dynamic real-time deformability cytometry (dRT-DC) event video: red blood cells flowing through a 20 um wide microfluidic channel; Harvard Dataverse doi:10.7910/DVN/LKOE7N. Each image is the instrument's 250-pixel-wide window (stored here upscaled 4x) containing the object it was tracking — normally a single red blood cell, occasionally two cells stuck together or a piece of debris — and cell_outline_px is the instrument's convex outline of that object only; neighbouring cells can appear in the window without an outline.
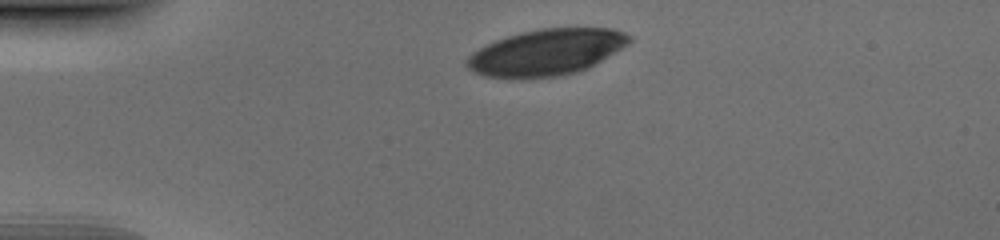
{"species": "human", "species_latin": "Homo sapiens", "temperature_condition": "cold", "stored_images_in_passage": 33, "camera_frame_rate_fps": 3000, "um_per_image_px": 0.085, "donor": {"sex": "male"}, "frame": {"image": 1, "passage_image": 1, "time_ms": 0.0, "image_size_px": [1000, 240], "cell_outline_px": [[632, 40], [620, 48], [588, 68], [576, 72], [560, 76], [508, 80], [484, 76], [468, 68], [464, 64], [464, 60], [472, 52], [496, 40], [520, 32], [540, 28], [612, 28], [624, 32], [632, 36]], "centroid_in_image_um": [46.38, 4.46], "position_along_channel_um": 38.6, "area_um2": 43.99}}
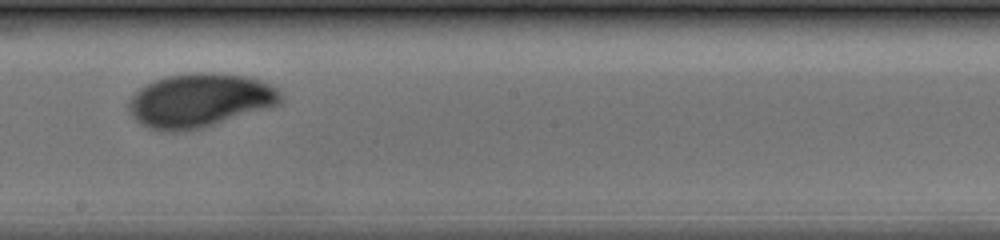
{"frame": {"image": 2, "passage_image": 19, "time_ms": 6.0, "image_size_px": [1000, 240], "cell_outline_px": [[284, 100], [280, 104], [268, 108], [204, 128], [184, 132], [164, 132], [148, 128], [140, 124], [128, 112], [128, 100], [144, 84], [168, 76], [196, 72], [212, 72], [248, 76], [260, 80], [276, 88], [284, 96]], "centroid_in_image_um": [16.97, 8.55], "position_along_channel_um": 231.2, "area_um2": 48.26}}
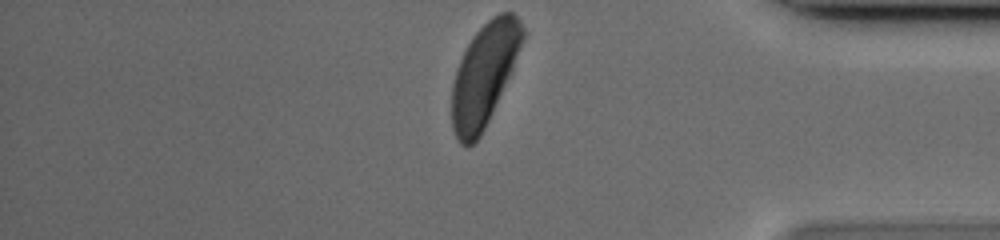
{"frame": {"image": 3, "passage_image": 33, "time_ms": 10.667, "image_size_px": [1000, 240], "cell_outline_px": [[524, 36], [512, 72], [480, 136], [468, 148], [460, 144], [456, 140], [452, 128], [452, 84], [456, 68], [472, 36], [492, 16], [500, 12], [512, 12], [520, 20], [524, 28]], "centroid_in_image_um": [41.15, 6.35], "position_along_channel_um": 394.1, "area_um2": 42.02}}